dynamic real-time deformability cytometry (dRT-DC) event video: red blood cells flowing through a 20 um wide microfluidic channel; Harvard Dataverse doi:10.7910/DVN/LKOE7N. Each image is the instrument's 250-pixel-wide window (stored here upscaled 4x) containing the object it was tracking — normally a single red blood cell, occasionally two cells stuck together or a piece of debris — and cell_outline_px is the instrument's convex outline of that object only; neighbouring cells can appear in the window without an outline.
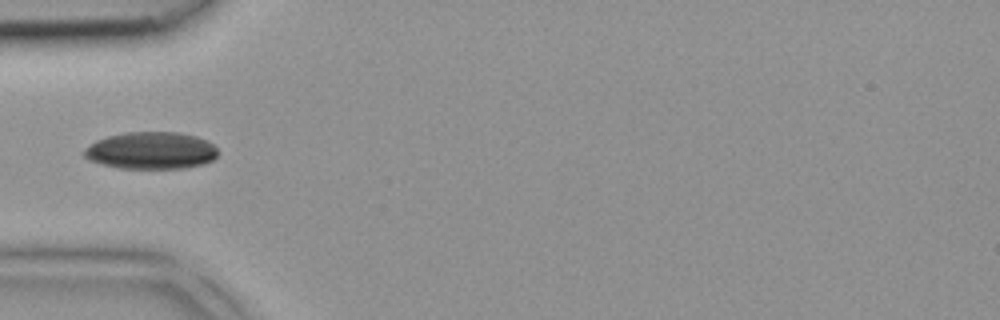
{"species": "common noctule bat (a hibernating species)", "species_latin": "Nyctalus noctula", "temperature_condition": "room temperature", "stored_images_in_passage": 3, "camera_frame_rate_fps": 3000, "um_per_image_px": 0.085, "animal": {"sex": "female", "body_mass_g": 18.4}, "frame": {"image": 1, "passage_image": 3, "time_ms": 0.667, "image_size_px": [1000, 320], "cell_outline_px": [[216, 156], [212, 160], [204, 164], [184, 168], [120, 168], [100, 164], [88, 160], [80, 152], [84, 148], [96, 140], [108, 136], [124, 132], [180, 132], [196, 136], [208, 140], [216, 148]], "centroid_in_image_um": [12.8, 12.79], "position_along_channel_um": 72.2, "area_um2": 29.19}}